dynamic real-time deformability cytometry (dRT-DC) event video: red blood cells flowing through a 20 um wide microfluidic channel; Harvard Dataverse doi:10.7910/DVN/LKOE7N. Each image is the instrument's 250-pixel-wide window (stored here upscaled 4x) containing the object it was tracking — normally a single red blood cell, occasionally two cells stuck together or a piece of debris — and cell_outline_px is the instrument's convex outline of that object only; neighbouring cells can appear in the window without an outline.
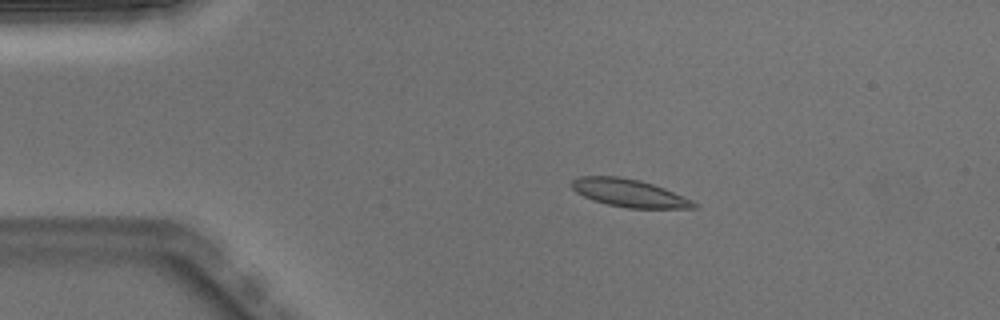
{"species": "Egyptian fruit bat (a non-hibernating species)", "species_latin": "Rousettus aegyptiacus", "temperature_condition": "warm", "stored_images_in_passage": 6, "camera_frame_rate_fps": 3000, "um_per_image_px": 0.085, "animal": {"sex": "male"}, "frame": {"image": 1, "passage_image": 3, "time_ms": 0.667, "image_size_px": [1000, 320], "cell_outline_px": [[696, 208], [628, 208], [608, 204], [592, 200], [576, 192], [572, 188], [572, 180], [580, 176], [620, 176], [640, 180], [664, 188], [692, 200], [696, 204]], "centroid_in_image_um": [53.46, 16.4], "position_along_channel_um": 31.5, "area_um2": 19.59}}
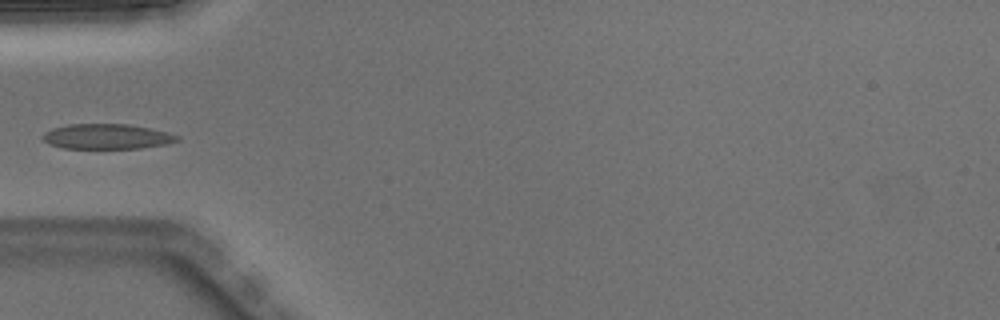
{"frame": {"image": 2, "passage_image": 5, "time_ms": 1.333, "image_size_px": [1000, 320], "cell_outline_px": [[180, 140], [168, 144], [140, 148], [64, 148], [52, 144], [44, 140], [40, 136], [44, 132], [52, 128], [68, 124], [128, 124], [168, 132], [180, 136]], "centroid_in_image_um": [9.11, 11.6], "position_along_channel_um": 75.9, "area_um2": 19.65}}